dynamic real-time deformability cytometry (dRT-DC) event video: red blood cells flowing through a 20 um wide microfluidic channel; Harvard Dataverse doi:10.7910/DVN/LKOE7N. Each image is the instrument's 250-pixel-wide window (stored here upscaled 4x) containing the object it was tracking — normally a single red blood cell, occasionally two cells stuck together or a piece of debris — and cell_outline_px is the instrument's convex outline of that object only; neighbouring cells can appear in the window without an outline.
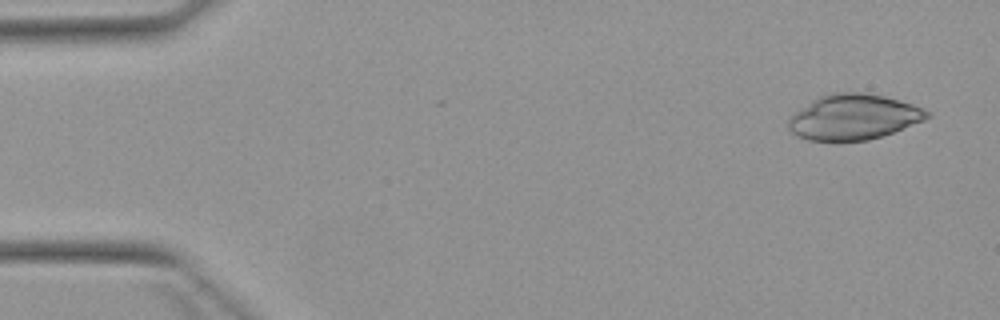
{"species": "Egyptian fruit bat (a non-hibernating species)", "species_latin": "Rousettus aegyptiacus", "temperature_condition": "warm", "stored_images_in_passage": 5, "camera_frame_rate_fps": 3000, "um_per_image_px": 0.085, "animal": {"sex": "female"}, "frame": {"image": 1, "passage_image": 1, "time_ms": 0.0, "image_size_px": [1000, 320], "cell_outline_px": [[932, 116], [924, 120], [892, 132], [868, 140], [808, 140], [796, 136], [788, 128], [788, 116], [792, 112], [812, 100], [828, 92], [860, 92], [884, 96], [912, 104], [924, 108], [932, 112]], "centroid_in_image_um": [72.52, 9.93], "position_along_channel_um": 12.5, "area_um2": 36.76}}